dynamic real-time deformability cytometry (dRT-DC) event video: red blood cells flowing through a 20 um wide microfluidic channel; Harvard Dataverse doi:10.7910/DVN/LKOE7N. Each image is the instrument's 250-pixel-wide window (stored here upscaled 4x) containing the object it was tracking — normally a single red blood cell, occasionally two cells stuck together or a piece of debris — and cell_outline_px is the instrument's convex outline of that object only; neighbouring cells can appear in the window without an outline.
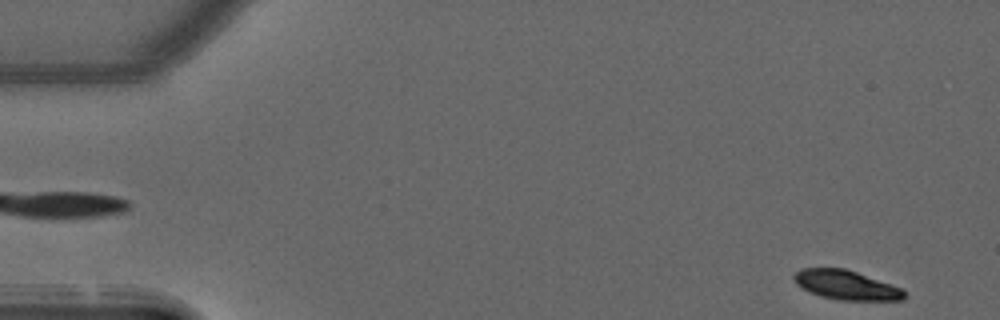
{"species": "common noctule bat (a hibernating species)", "species_latin": "Nyctalus noctula", "temperature_condition": "warm", "stored_images_in_passage": 51, "camera_frame_rate_fps": 3000, "um_per_image_px": 0.085, "animal": {"sex": "male", "forearm_length_mm": 52.5}, "frame": {"image": 1, "passage_image": 2, "time_ms": 0.333, "image_size_px": [1000, 320], "cell_outline_px": [[908, 296], [904, 300], [836, 300], [820, 296], [796, 284], [792, 280], [792, 276], [800, 268], [844, 268], [892, 284], [900, 288]], "centroid_in_image_um": [71.92, 24.23], "position_along_channel_um": 13.1, "area_um2": 18.84}}
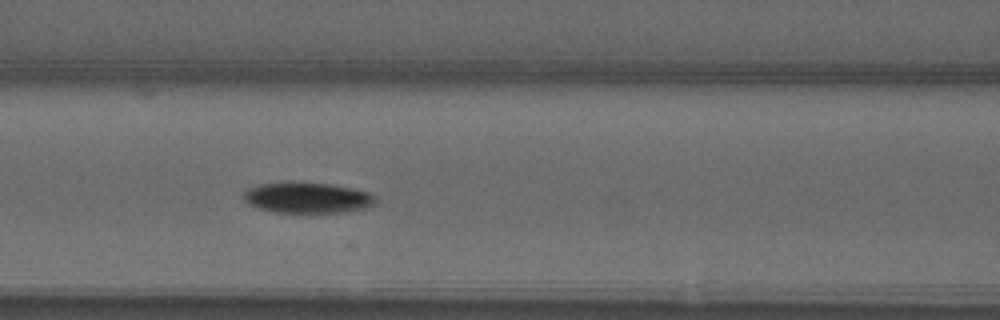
{"frame": {"image": 2, "passage_image": 21, "time_ms": 6.667, "image_size_px": [1000, 320], "cell_outline_px": [[376, 200], [372, 204], [364, 208], [340, 212], [272, 212], [248, 204], [244, 200], [244, 192], [248, 188], [260, 184], [328, 184], [368, 192]], "centroid_in_image_um": [26.08, 16.84], "position_along_channel_um": 140.5, "area_um2": 22.54}}
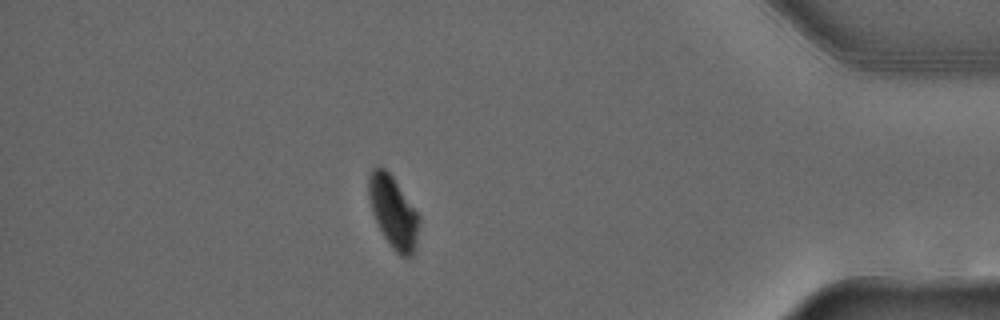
{"frame": {"image": 3, "passage_image": 44, "time_ms": 14.333, "image_size_px": [1000, 320], "cell_outline_px": [[420, 220], [416, 244], [412, 256], [400, 256], [392, 248], [384, 236], [372, 212], [368, 196], [368, 172], [372, 168], [384, 168], [392, 176], [416, 212]], "centroid_in_image_um": [33.4, 18.02], "position_along_channel_um": 401.8, "area_um2": 20.69}, "authors_computed_cell_mechanics": {"area_um2": 22.4264, "velocity_mm_per_s": 3.9698, "shape_relaxation_time_tau1_ms": 4.476, "shape_relaxation_time_tau2_ms": null, "deformation_change_tau1": 0.1576, "deformation_change_tau2": null}}